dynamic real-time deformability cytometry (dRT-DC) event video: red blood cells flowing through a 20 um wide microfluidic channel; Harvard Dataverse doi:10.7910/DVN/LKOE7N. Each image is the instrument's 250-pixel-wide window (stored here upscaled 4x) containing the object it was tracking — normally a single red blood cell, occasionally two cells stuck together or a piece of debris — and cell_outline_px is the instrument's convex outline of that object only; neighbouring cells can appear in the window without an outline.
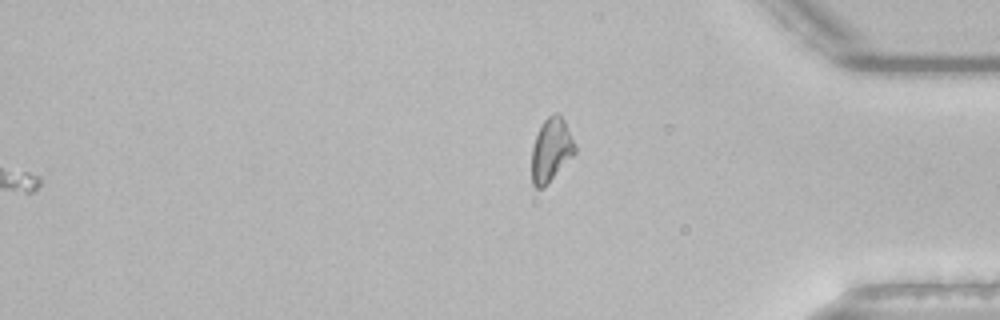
{"species": "common noctule bat (a hibernating species)", "species_latin": "Nyctalus noctula", "temperature_condition": "room temperature", "stored_images_in_passage": 56, "camera_frame_rate_fps": 3000, "um_per_image_px": 0.085, "animal": {"sex": "male", "body_mass_g": 21.5, "forearm_length_mm": 52.0}, "frame": {"image": 1, "passage_image": 56, "time_ms": 18.333, "image_size_px": [1000, 320], "cell_outline_px": [[576, 152], [548, 184], [544, 188], [536, 188], [532, 184], [532, 148], [536, 136], [544, 120], [552, 112], [556, 112], [564, 120], [576, 148]], "centroid_in_image_um": [46.83, 12.77], "position_along_channel_um": 388.4, "area_um2": 15.84}}